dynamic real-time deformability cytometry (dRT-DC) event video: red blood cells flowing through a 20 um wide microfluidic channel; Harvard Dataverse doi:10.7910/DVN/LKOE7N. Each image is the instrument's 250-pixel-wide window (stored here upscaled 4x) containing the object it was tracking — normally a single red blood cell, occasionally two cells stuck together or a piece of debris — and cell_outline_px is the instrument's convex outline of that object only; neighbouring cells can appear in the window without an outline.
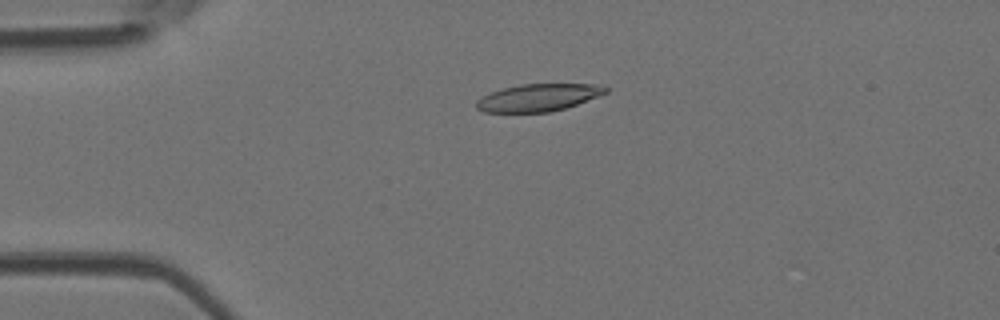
{"species": "Egyptian fruit bat (a non-hibernating species)", "species_latin": "Rousettus aegyptiacus", "temperature_condition": "room temperature", "stored_images_in_passage": 8, "camera_frame_rate_fps": 3000, "um_per_image_px": 0.085, "animal": {"sex": "female"}, "frame": {"image": 1, "passage_image": 4, "time_ms": 1.0, "image_size_px": [1000, 320], "cell_outline_px": [[608, 92], [576, 104], [552, 112], [484, 112], [476, 108], [476, 100], [492, 92], [504, 88], [520, 84], [596, 84], [608, 88]], "centroid_in_image_um": [45.74, 8.29], "position_along_channel_um": 39.3, "area_um2": 20.35}}
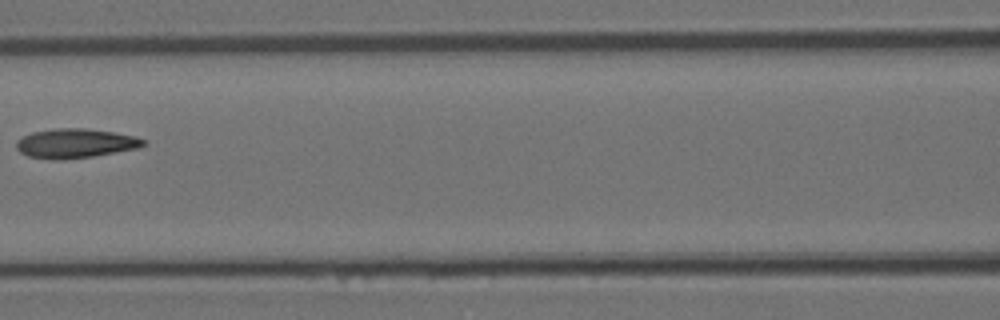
{"frame": {"image": 2, "passage_image": 7, "time_ms": 2.0, "image_size_px": [1000, 320], "cell_outline_px": [[148, 144], [140, 148], [92, 156], [64, 160], [56, 160], [28, 156], [20, 152], [16, 148], [16, 140], [32, 132], [52, 128], [84, 128], [112, 132], [136, 136], [144, 140]], "centroid_in_image_um": [6.41, 12.18], "position_along_channel_um": 160.2, "area_um2": 21.85}}
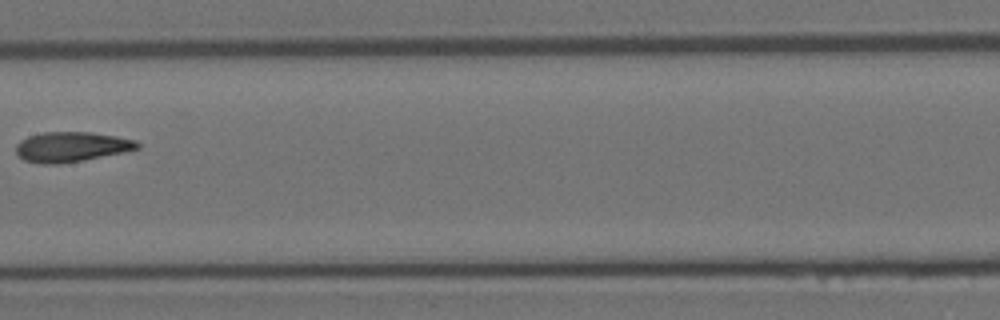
{"frame": {"image": 3, "passage_image": 8, "time_ms": 2.333, "image_size_px": [1000, 320], "cell_outline_px": [[140, 148], [124, 152], [84, 160], [60, 164], [40, 164], [24, 160], [16, 152], [16, 144], [20, 140], [28, 136], [44, 132], [88, 132], [116, 136], [136, 140], [140, 144]], "centroid_in_image_um": [6.06, 12.48], "position_along_channel_um": 201.3, "area_um2": 21.27}}